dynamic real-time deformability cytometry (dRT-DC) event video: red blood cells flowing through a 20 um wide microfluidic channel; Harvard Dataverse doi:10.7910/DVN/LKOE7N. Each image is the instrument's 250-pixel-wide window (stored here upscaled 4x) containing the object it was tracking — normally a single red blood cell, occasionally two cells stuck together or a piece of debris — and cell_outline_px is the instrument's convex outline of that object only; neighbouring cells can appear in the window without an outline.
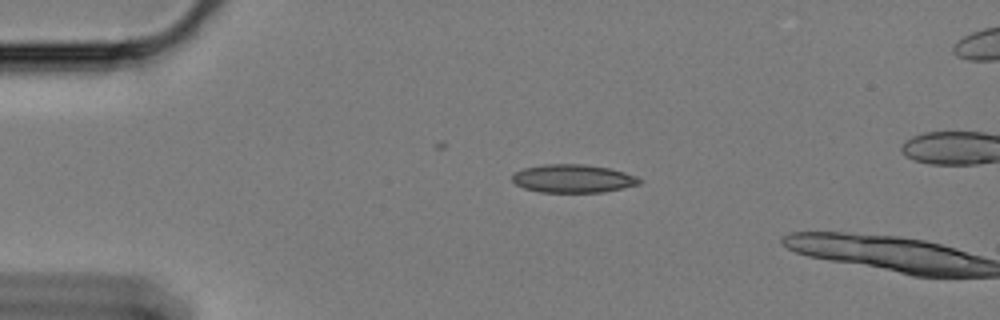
{"species": "Egyptian fruit bat (a non-hibernating species)", "species_latin": "Rousettus aegyptiacus", "temperature_condition": "cold", "stored_images_in_passage": 3, "camera_frame_rate_fps": 3000, "um_per_image_px": 0.085, "animal": {"sex": "female"}, "frame": {"image": 1, "passage_image": 1, "time_ms": 0.0, "image_size_px": [1000, 320], "cell_outline_px": [[644, 180], [640, 184], [624, 188], [604, 192], [540, 192], [524, 188], [516, 184], [512, 180], [512, 176], [516, 172], [524, 168], [544, 164], [584, 164], [608, 168], [624, 172], [636, 176]], "centroid_in_image_um": [48.74, 15.18], "position_along_channel_um": 36.3, "area_um2": 20.92}}